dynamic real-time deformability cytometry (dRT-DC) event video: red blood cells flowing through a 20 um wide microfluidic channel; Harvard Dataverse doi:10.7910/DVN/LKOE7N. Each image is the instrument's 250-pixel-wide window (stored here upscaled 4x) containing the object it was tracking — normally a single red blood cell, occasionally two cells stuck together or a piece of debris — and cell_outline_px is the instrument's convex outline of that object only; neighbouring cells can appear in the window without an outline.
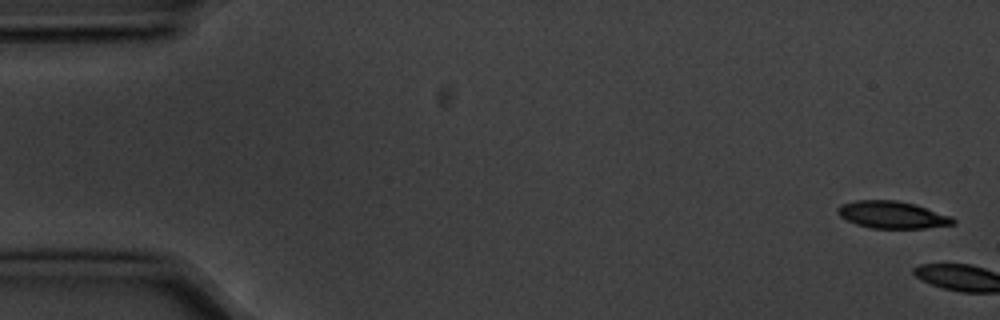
{"species": "common noctule bat (a hibernating species)", "species_latin": "Nyctalus noctula", "temperature_condition": "cold", "stored_images_in_passage": 11, "camera_frame_rate_fps": 3000, "um_per_image_px": 0.085, "animal": {"sex": "male", "body_mass_g": 20.1, "forearm_length_mm": 53.5}, "frame": {"image": 1, "passage_image": 1, "time_ms": 0.0, "image_size_px": [1000, 320], "cell_outline_px": [[956, 224], [924, 228], [872, 228], [856, 224], [840, 216], [836, 212], [836, 208], [840, 204], [856, 200], [896, 200], [916, 204], [952, 216], [956, 220]], "centroid_in_image_um": [75.86, 18.25], "position_along_channel_um": 9.1, "area_um2": 18.44}}